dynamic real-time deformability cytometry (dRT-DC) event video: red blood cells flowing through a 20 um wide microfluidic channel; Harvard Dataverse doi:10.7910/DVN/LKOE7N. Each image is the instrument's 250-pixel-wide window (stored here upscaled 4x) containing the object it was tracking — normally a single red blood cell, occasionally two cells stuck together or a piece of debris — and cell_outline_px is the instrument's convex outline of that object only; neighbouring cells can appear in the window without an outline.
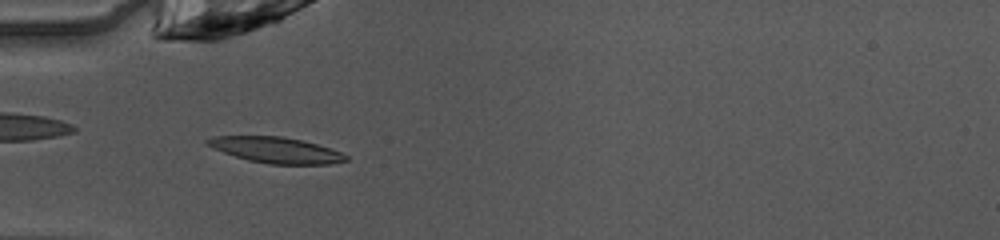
{"species": "common noctule bat (a hibernating species)", "species_latin": "Nyctalus noctula", "temperature_condition": "warm", "stored_images_in_passage": 36, "camera_frame_rate_fps": 3000, "um_per_image_px": 0.085, "animal": {"sex": "female", "body_mass_g": 10.0, "forearm_length_mm": 53.1}, "frame": {"image": 1, "passage_image": 2, "time_ms": 0.333, "image_size_px": [1000, 240], "cell_outline_px": [[348, 160], [328, 164], [268, 164], [248, 160], [212, 148], [204, 144], [204, 140], [212, 136], [284, 136], [316, 144], [340, 152], [348, 156]], "centroid_in_image_um": [23.4, 12.75], "position_along_channel_um": 61.6, "area_um2": 20.75}}
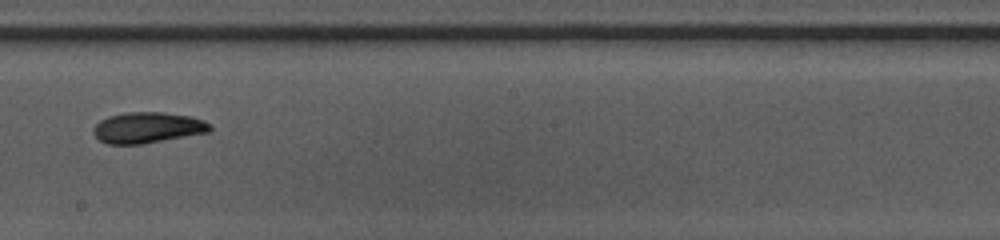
{"frame": {"image": 2, "passage_image": 15, "time_ms": 4.667, "image_size_px": [1000, 240], "cell_outline_px": [[212, 128], [208, 132], [144, 144], [108, 144], [100, 140], [92, 132], [92, 128], [100, 120], [108, 116], [128, 112], [164, 112], [192, 116], [204, 120], [212, 124]], "centroid_in_image_um": [12.56, 10.84], "position_along_channel_um": 235.6, "area_um2": 21.15}}
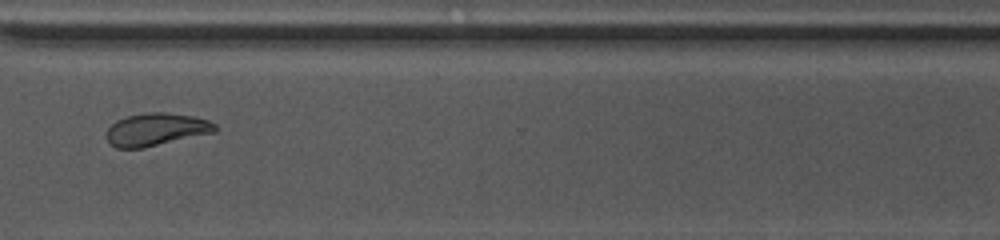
{"frame": {"image": 3, "passage_image": 24, "time_ms": 7.667, "image_size_px": [1000, 240], "cell_outline_px": [[216, 132], [144, 148], [116, 148], [104, 136], [108, 128], [116, 120], [128, 116], [148, 112], [164, 112], [192, 116], [208, 120], [216, 124]], "centroid_in_image_um": [13.27, 11.01], "position_along_channel_um": 357.3, "area_um2": 20.69}, "authors_computed_cell_mechanics": {"area_um2": 21.1548, "velocity_mm_per_s": 4.0634, "shape_relaxation_time_tau1_ms": 6.5765, "shape_relaxation_time_tau2_ms": 3.6967, "deformation_change_tau1": 0.1752, "deformation_change_tau2": 0.0843}}